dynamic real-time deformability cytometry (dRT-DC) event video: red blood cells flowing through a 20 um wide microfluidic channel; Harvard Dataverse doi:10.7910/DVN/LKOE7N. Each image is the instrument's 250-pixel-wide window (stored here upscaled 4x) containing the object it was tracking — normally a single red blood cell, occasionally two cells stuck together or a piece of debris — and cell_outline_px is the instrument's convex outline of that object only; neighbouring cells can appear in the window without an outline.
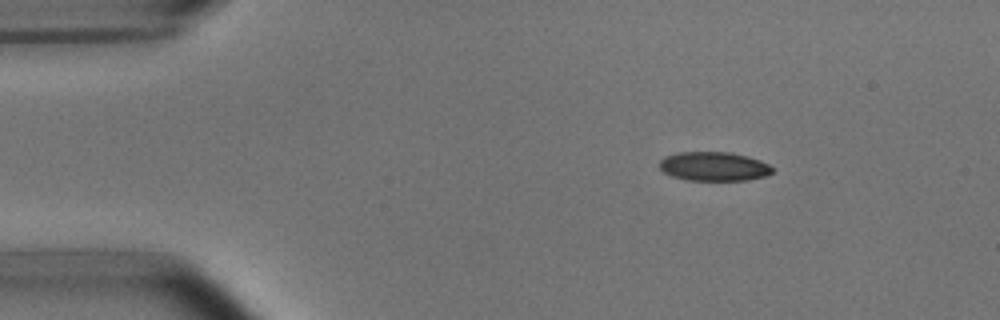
{"species": "common noctule bat (a hibernating species)", "species_latin": "Nyctalus noctula", "temperature_condition": "room temperature", "stored_images_in_passage": 45, "camera_frame_rate_fps": 3000, "um_per_image_px": 0.085, "animal": {"sex": "male", "body_mass_g": 15.6}, "frame": {"image": 1, "passage_image": 1, "time_ms": 0.0, "image_size_px": [1000, 320], "cell_outline_px": [[772, 172], [764, 176], [748, 180], [688, 180], [672, 176], [664, 172], [660, 168], [660, 160], [664, 156], [680, 152], [728, 152], [748, 156], [760, 160], [768, 164], [772, 168]], "centroid_in_image_um": [60.66, 14.14], "position_along_channel_um": 24.3, "area_um2": 19.02}}
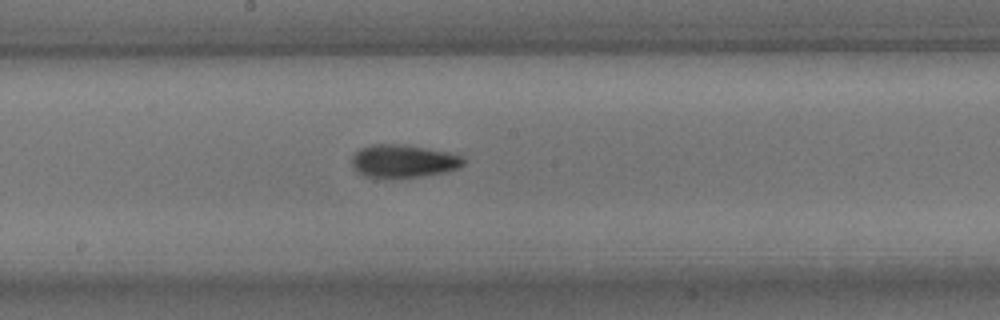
{"frame": {"image": 2, "passage_image": 21, "time_ms": 6.667, "image_size_px": [1000, 320], "cell_outline_px": [[464, 164], [460, 168], [444, 172], [424, 176], [388, 180], [364, 176], [352, 168], [352, 156], [360, 148], [372, 144], [404, 144], [448, 152], [464, 156]], "centroid_in_image_um": [34.27, 13.72], "position_along_channel_um": 213.9, "area_um2": 22.08}}
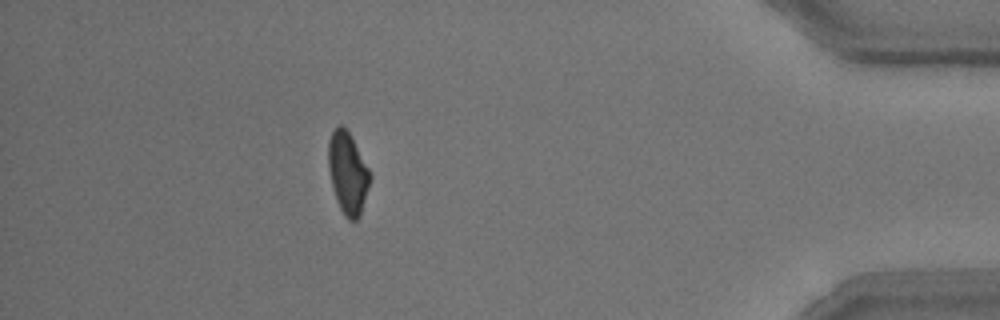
{"frame": {"image": 3, "passage_image": 40, "time_ms": 13.0, "image_size_px": [1000, 320], "cell_outline_px": [[372, 176], [360, 216], [356, 220], [348, 220], [344, 216], [336, 200], [328, 168], [328, 140], [332, 132], [340, 124], [348, 132], [368, 168]], "centroid_in_image_um": [29.55, 14.75], "position_along_channel_um": 405.6, "area_um2": 19.59}, "authors_computed_cell_mechanics": {"area_um2": 20.519, "velocity_mm_per_s": 3.8038, "shape_relaxation_time_tau1_ms": 5.2486, "shape_relaxation_time_tau2_ms": 3.025, "deformation_change_tau1": 0.1397, "deformation_change_tau2": 0.0876}}